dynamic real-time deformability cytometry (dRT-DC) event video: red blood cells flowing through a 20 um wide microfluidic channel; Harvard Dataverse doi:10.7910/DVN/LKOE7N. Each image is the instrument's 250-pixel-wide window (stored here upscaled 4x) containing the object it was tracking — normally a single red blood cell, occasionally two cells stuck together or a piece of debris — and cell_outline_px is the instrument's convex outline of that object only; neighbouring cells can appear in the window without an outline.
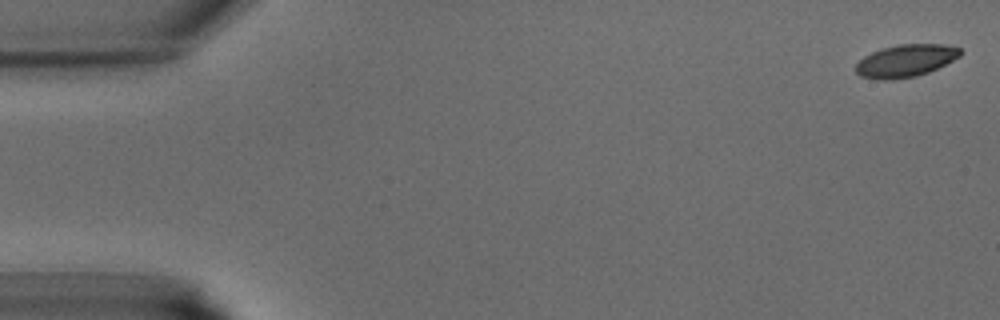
{"species": "common noctule bat (a hibernating species)", "species_latin": "Nyctalus noctula", "temperature_condition": "warm", "stored_images_in_passage": 42, "camera_frame_rate_fps": 3000, "um_per_image_px": 0.085, "animal": {"sex": "male", "body_mass_g": 15.6}, "frame": {"image": 1, "passage_image": 1, "time_ms": 0.0, "image_size_px": [1000, 320], "cell_outline_px": [[960, 56], [928, 72], [916, 76], [892, 80], [876, 80], [860, 76], [856, 72], [856, 64], [864, 56], [880, 48], [900, 44], [944, 44], [960, 48]], "centroid_in_image_um": [76.93, 5.17], "position_along_channel_um": 8.1, "area_um2": 19.71}}
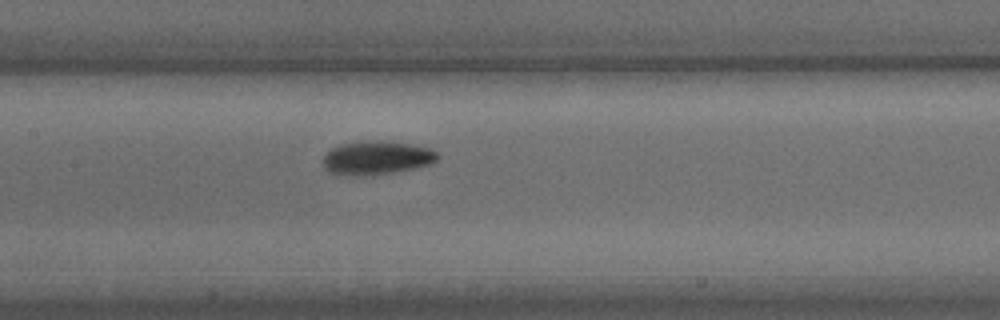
{"frame": {"image": 2, "passage_image": 20, "time_ms": 6.333, "image_size_px": [1000, 320], "cell_outline_px": [[440, 156], [432, 164], [416, 168], [396, 172], [372, 176], [336, 176], [328, 172], [324, 168], [324, 156], [332, 148], [340, 144], [380, 140], [408, 144], [432, 148]], "centroid_in_image_um": [32.01, 13.45], "position_along_channel_um": 175.4, "area_um2": 22.83}}
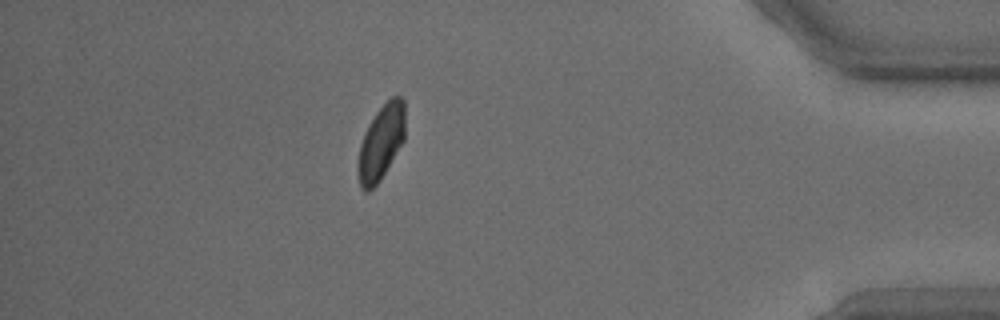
{"frame": {"image": 3, "passage_image": 37, "time_ms": 12.0, "image_size_px": [1000, 320], "cell_outline_px": [[404, 140], [380, 180], [368, 192], [364, 192], [360, 188], [356, 172], [356, 164], [360, 144], [364, 132], [368, 124], [376, 112], [392, 96], [400, 96], [404, 100]], "centroid_in_image_um": [32.34, 12.14], "position_along_channel_um": 402.9, "area_um2": 20.75}}